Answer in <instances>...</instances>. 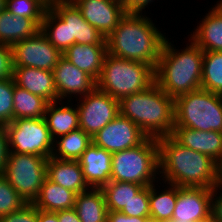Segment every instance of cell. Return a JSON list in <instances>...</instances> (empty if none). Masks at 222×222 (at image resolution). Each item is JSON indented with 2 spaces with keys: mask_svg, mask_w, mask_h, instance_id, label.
Instances as JSON below:
<instances>
[{
  "mask_svg": "<svg viewBox=\"0 0 222 222\" xmlns=\"http://www.w3.org/2000/svg\"><path fill=\"white\" fill-rule=\"evenodd\" d=\"M25 204V200L0 173V216L16 212Z\"/></svg>",
  "mask_w": 222,
  "mask_h": 222,
  "instance_id": "obj_34",
  "label": "cell"
},
{
  "mask_svg": "<svg viewBox=\"0 0 222 222\" xmlns=\"http://www.w3.org/2000/svg\"><path fill=\"white\" fill-rule=\"evenodd\" d=\"M143 188V185L136 183L110 181L100 189L104 194L107 210L122 211Z\"/></svg>",
  "mask_w": 222,
  "mask_h": 222,
  "instance_id": "obj_30",
  "label": "cell"
},
{
  "mask_svg": "<svg viewBox=\"0 0 222 222\" xmlns=\"http://www.w3.org/2000/svg\"><path fill=\"white\" fill-rule=\"evenodd\" d=\"M147 222H157V221H154V220L149 219Z\"/></svg>",
  "mask_w": 222,
  "mask_h": 222,
  "instance_id": "obj_51",
  "label": "cell"
},
{
  "mask_svg": "<svg viewBox=\"0 0 222 222\" xmlns=\"http://www.w3.org/2000/svg\"><path fill=\"white\" fill-rule=\"evenodd\" d=\"M12 46L0 44V80L13 77Z\"/></svg>",
  "mask_w": 222,
  "mask_h": 222,
  "instance_id": "obj_38",
  "label": "cell"
},
{
  "mask_svg": "<svg viewBox=\"0 0 222 222\" xmlns=\"http://www.w3.org/2000/svg\"><path fill=\"white\" fill-rule=\"evenodd\" d=\"M13 66L52 71L63 55L39 30L35 35L12 46Z\"/></svg>",
  "mask_w": 222,
  "mask_h": 222,
  "instance_id": "obj_11",
  "label": "cell"
},
{
  "mask_svg": "<svg viewBox=\"0 0 222 222\" xmlns=\"http://www.w3.org/2000/svg\"><path fill=\"white\" fill-rule=\"evenodd\" d=\"M47 178L76 194L89 190L77 160H61L50 157L47 160Z\"/></svg>",
  "mask_w": 222,
  "mask_h": 222,
  "instance_id": "obj_20",
  "label": "cell"
},
{
  "mask_svg": "<svg viewBox=\"0 0 222 222\" xmlns=\"http://www.w3.org/2000/svg\"><path fill=\"white\" fill-rule=\"evenodd\" d=\"M217 5L222 9V0L221 1H217Z\"/></svg>",
  "mask_w": 222,
  "mask_h": 222,
  "instance_id": "obj_49",
  "label": "cell"
},
{
  "mask_svg": "<svg viewBox=\"0 0 222 222\" xmlns=\"http://www.w3.org/2000/svg\"><path fill=\"white\" fill-rule=\"evenodd\" d=\"M107 53V45L75 43L63 53V56L97 81Z\"/></svg>",
  "mask_w": 222,
  "mask_h": 222,
  "instance_id": "obj_21",
  "label": "cell"
},
{
  "mask_svg": "<svg viewBox=\"0 0 222 222\" xmlns=\"http://www.w3.org/2000/svg\"><path fill=\"white\" fill-rule=\"evenodd\" d=\"M56 214L59 222H81L74 208L57 211Z\"/></svg>",
  "mask_w": 222,
  "mask_h": 222,
  "instance_id": "obj_43",
  "label": "cell"
},
{
  "mask_svg": "<svg viewBox=\"0 0 222 222\" xmlns=\"http://www.w3.org/2000/svg\"><path fill=\"white\" fill-rule=\"evenodd\" d=\"M213 189L212 217L214 222H222V193Z\"/></svg>",
  "mask_w": 222,
  "mask_h": 222,
  "instance_id": "obj_41",
  "label": "cell"
},
{
  "mask_svg": "<svg viewBox=\"0 0 222 222\" xmlns=\"http://www.w3.org/2000/svg\"><path fill=\"white\" fill-rule=\"evenodd\" d=\"M6 9V0H0V13Z\"/></svg>",
  "mask_w": 222,
  "mask_h": 222,
  "instance_id": "obj_46",
  "label": "cell"
},
{
  "mask_svg": "<svg viewBox=\"0 0 222 222\" xmlns=\"http://www.w3.org/2000/svg\"><path fill=\"white\" fill-rule=\"evenodd\" d=\"M48 7L41 0H6V9L14 16L32 19L39 27Z\"/></svg>",
  "mask_w": 222,
  "mask_h": 222,
  "instance_id": "obj_33",
  "label": "cell"
},
{
  "mask_svg": "<svg viewBox=\"0 0 222 222\" xmlns=\"http://www.w3.org/2000/svg\"><path fill=\"white\" fill-rule=\"evenodd\" d=\"M157 140L161 174L158 177H162L165 184L213 189L216 161L206 154L182 146L171 135Z\"/></svg>",
  "mask_w": 222,
  "mask_h": 222,
  "instance_id": "obj_1",
  "label": "cell"
},
{
  "mask_svg": "<svg viewBox=\"0 0 222 222\" xmlns=\"http://www.w3.org/2000/svg\"><path fill=\"white\" fill-rule=\"evenodd\" d=\"M213 189L177 186L171 222H196L212 216Z\"/></svg>",
  "mask_w": 222,
  "mask_h": 222,
  "instance_id": "obj_13",
  "label": "cell"
},
{
  "mask_svg": "<svg viewBox=\"0 0 222 222\" xmlns=\"http://www.w3.org/2000/svg\"><path fill=\"white\" fill-rule=\"evenodd\" d=\"M39 30L40 27L30 18L14 16L7 9L0 13V44L13 46Z\"/></svg>",
  "mask_w": 222,
  "mask_h": 222,
  "instance_id": "obj_25",
  "label": "cell"
},
{
  "mask_svg": "<svg viewBox=\"0 0 222 222\" xmlns=\"http://www.w3.org/2000/svg\"><path fill=\"white\" fill-rule=\"evenodd\" d=\"M48 158L8 153L2 174L26 203H33L47 177Z\"/></svg>",
  "mask_w": 222,
  "mask_h": 222,
  "instance_id": "obj_8",
  "label": "cell"
},
{
  "mask_svg": "<svg viewBox=\"0 0 222 222\" xmlns=\"http://www.w3.org/2000/svg\"><path fill=\"white\" fill-rule=\"evenodd\" d=\"M174 127L222 132V95L198 89L174 99Z\"/></svg>",
  "mask_w": 222,
  "mask_h": 222,
  "instance_id": "obj_7",
  "label": "cell"
},
{
  "mask_svg": "<svg viewBox=\"0 0 222 222\" xmlns=\"http://www.w3.org/2000/svg\"><path fill=\"white\" fill-rule=\"evenodd\" d=\"M52 72L60 102L65 97L67 101H71L74 95V98L83 97L97 87V81L92 76L80 70L63 55Z\"/></svg>",
  "mask_w": 222,
  "mask_h": 222,
  "instance_id": "obj_16",
  "label": "cell"
},
{
  "mask_svg": "<svg viewBox=\"0 0 222 222\" xmlns=\"http://www.w3.org/2000/svg\"><path fill=\"white\" fill-rule=\"evenodd\" d=\"M196 222H214V220H213V217L211 216V217H209L207 219H203V220L196 221Z\"/></svg>",
  "mask_w": 222,
  "mask_h": 222,
  "instance_id": "obj_47",
  "label": "cell"
},
{
  "mask_svg": "<svg viewBox=\"0 0 222 222\" xmlns=\"http://www.w3.org/2000/svg\"><path fill=\"white\" fill-rule=\"evenodd\" d=\"M200 22L190 38L203 51H222V9L214 5Z\"/></svg>",
  "mask_w": 222,
  "mask_h": 222,
  "instance_id": "obj_22",
  "label": "cell"
},
{
  "mask_svg": "<svg viewBox=\"0 0 222 222\" xmlns=\"http://www.w3.org/2000/svg\"><path fill=\"white\" fill-rule=\"evenodd\" d=\"M40 30L62 54L68 49L67 24L50 7L45 11Z\"/></svg>",
  "mask_w": 222,
  "mask_h": 222,
  "instance_id": "obj_32",
  "label": "cell"
},
{
  "mask_svg": "<svg viewBox=\"0 0 222 222\" xmlns=\"http://www.w3.org/2000/svg\"><path fill=\"white\" fill-rule=\"evenodd\" d=\"M49 7L67 24L68 48L75 44L107 45L106 38L68 1H54Z\"/></svg>",
  "mask_w": 222,
  "mask_h": 222,
  "instance_id": "obj_15",
  "label": "cell"
},
{
  "mask_svg": "<svg viewBox=\"0 0 222 222\" xmlns=\"http://www.w3.org/2000/svg\"><path fill=\"white\" fill-rule=\"evenodd\" d=\"M50 2H54V1H67V0H49Z\"/></svg>",
  "mask_w": 222,
  "mask_h": 222,
  "instance_id": "obj_50",
  "label": "cell"
},
{
  "mask_svg": "<svg viewBox=\"0 0 222 222\" xmlns=\"http://www.w3.org/2000/svg\"><path fill=\"white\" fill-rule=\"evenodd\" d=\"M112 154L92 142L77 160L90 188H101L111 181Z\"/></svg>",
  "mask_w": 222,
  "mask_h": 222,
  "instance_id": "obj_17",
  "label": "cell"
},
{
  "mask_svg": "<svg viewBox=\"0 0 222 222\" xmlns=\"http://www.w3.org/2000/svg\"><path fill=\"white\" fill-rule=\"evenodd\" d=\"M150 186L144 187L121 211L130 217H150Z\"/></svg>",
  "mask_w": 222,
  "mask_h": 222,
  "instance_id": "obj_36",
  "label": "cell"
},
{
  "mask_svg": "<svg viewBox=\"0 0 222 222\" xmlns=\"http://www.w3.org/2000/svg\"><path fill=\"white\" fill-rule=\"evenodd\" d=\"M145 14L126 13L107 37V51L117 58L156 68L166 36Z\"/></svg>",
  "mask_w": 222,
  "mask_h": 222,
  "instance_id": "obj_2",
  "label": "cell"
},
{
  "mask_svg": "<svg viewBox=\"0 0 222 222\" xmlns=\"http://www.w3.org/2000/svg\"><path fill=\"white\" fill-rule=\"evenodd\" d=\"M171 136L182 146L206 154L216 162L222 158V132L174 127Z\"/></svg>",
  "mask_w": 222,
  "mask_h": 222,
  "instance_id": "obj_18",
  "label": "cell"
},
{
  "mask_svg": "<svg viewBox=\"0 0 222 222\" xmlns=\"http://www.w3.org/2000/svg\"><path fill=\"white\" fill-rule=\"evenodd\" d=\"M201 89L222 95V51H204Z\"/></svg>",
  "mask_w": 222,
  "mask_h": 222,
  "instance_id": "obj_31",
  "label": "cell"
},
{
  "mask_svg": "<svg viewBox=\"0 0 222 222\" xmlns=\"http://www.w3.org/2000/svg\"><path fill=\"white\" fill-rule=\"evenodd\" d=\"M13 120L43 118L50 103L45 98L32 94L14 83Z\"/></svg>",
  "mask_w": 222,
  "mask_h": 222,
  "instance_id": "obj_28",
  "label": "cell"
},
{
  "mask_svg": "<svg viewBox=\"0 0 222 222\" xmlns=\"http://www.w3.org/2000/svg\"><path fill=\"white\" fill-rule=\"evenodd\" d=\"M213 189L222 191V158L216 162V178Z\"/></svg>",
  "mask_w": 222,
  "mask_h": 222,
  "instance_id": "obj_45",
  "label": "cell"
},
{
  "mask_svg": "<svg viewBox=\"0 0 222 222\" xmlns=\"http://www.w3.org/2000/svg\"><path fill=\"white\" fill-rule=\"evenodd\" d=\"M159 174V145L147 137L136 147L112 154L111 181L131 182L150 186Z\"/></svg>",
  "mask_w": 222,
  "mask_h": 222,
  "instance_id": "obj_6",
  "label": "cell"
},
{
  "mask_svg": "<svg viewBox=\"0 0 222 222\" xmlns=\"http://www.w3.org/2000/svg\"><path fill=\"white\" fill-rule=\"evenodd\" d=\"M155 185L157 184L150 185V219L171 222L177 200V185L167 183L168 186L162 191H157Z\"/></svg>",
  "mask_w": 222,
  "mask_h": 222,
  "instance_id": "obj_27",
  "label": "cell"
},
{
  "mask_svg": "<svg viewBox=\"0 0 222 222\" xmlns=\"http://www.w3.org/2000/svg\"><path fill=\"white\" fill-rule=\"evenodd\" d=\"M91 143L92 138L81 128L72 130L54 140L52 157L61 160H78Z\"/></svg>",
  "mask_w": 222,
  "mask_h": 222,
  "instance_id": "obj_29",
  "label": "cell"
},
{
  "mask_svg": "<svg viewBox=\"0 0 222 222\" xmlns=\"http://www.w3.org/2000/svg\"><path fill=\"white\" fill-rule=\"evenodd\" d=\"M47 7H49L50 5V1L49 0H41Z\"/></svg>",
  "mask_w": 222,
  "mask_h": 222,
  "instance_id": "obj_48",
  "label": "cell"
},
{
  "mask_svg": "<svg viewBox=\"0 0 222 222\" xmlns=\"http://www.w3.org/2000/svg\"><path fill=\"white\" fill-rule=\"evenodd\" d=\"M8 153L52 157L54 139L43 118L15 119L5 125Z\"/></svg>",
  "mask_w": 222,
  "mask_h": 222,
  "instance_id": "obj_9",
  "label": "cell"
},
{
  "mask_svg": "<svg viewBox=\"0 0 222 222\" xmlns=\"http://www.w3.org/2000/svg\"><path fill=\"white\" fill-rule=\"evenodd\" d=\"M8 154L7 132L4 125H0V173L5 167V161Z\"/></svg>",
  "mask_w": 222,
  "mask_h": 222,
  "instance_id": "obj_42",
  "label": "cell"
},
{
  "mask_svg": "<svg viewBox=\"0 0 222 222\" xmlns=\"http://www.w3.org/2000/svg\"><path fill=\"white\" fill-rule=\"evenodd\" d=\"M76 196L75 192L54 183L46 177L33 204L37 209L57 212L73 209Z\"/></svg>",
  "mask_w": 222,
  "mask_h": 222,
  "instance_id": "obj_24",
  "label": "cell"
},
{
  "mask_svg": "<svg viewBox=\"0 0 222 222\" xmlns=\"http://www.w3.org/2000/svg\"><path fill=\"white\" fill-rule=\"evenodd\" d=\"M147 136L141 129L120 114L99 130L92 142L111 153L133 148L141 144Z\"/></svg>",
  "mask_w": 222,
  "mask_h": 222,
  "instance_id": "obj_12",
  "label": "cell"
},
{
  "mask_svg": "<svg viewBox=\"0 0 222 222\" xmlns=\"http://www.w3.org/2000/svg\"><path fill=\"white\" fill-rule=\"evenodd\" d=\"M0 222H38V209L33 203H27L16 212L0 216Z\"/></svg>",
  "mask_w": 222,
  "mask_h": 222,
  "instance_id": "obj_37",
  "label": "cell"
},
{
  "mask_svg": "<svg viewBox=\"0 0 222 222\" xmlns=\"http://www.w3.org/2000/svg\"><path fill=\"white\" fill-rule=\"evenodd\" d=\"M150 217H130L121 211H108L107 222H147Z\"/></svg>",
  "mask_w": 222,
  "mask_h": 222,
  "instance_id": "obj_39",
  "label": "cell"
},
{
  "mask_svg": "<svg viewBox=\"0 0 222 222\" xmlns=\"http://www.w3.org/2000/svg\"><path fill=\"white\" fill-rule=\"evenodd\" d=\"M78 100L79 128L91 138L120 114L119 100L97 87Z\"/></svg>",
  "mask_w": 222,
  "mask_h": 222,
  "instance_id": "obj_10",
  "label": "cell"
},
{
  "mask_svg": "<svg viewBox=\"0 0 222 222\" xmlns=\"http://www.w3.org/2000/svg\"><path fill=\"white\" fill-rule=\"evenodd\" d=\"M154 82V68L151 65L107 53L97 88L120 100L124 96L144 91Z\"/></svg>",
  "mask_w": 222,
  "mask_h": 222,
  "instance_id": "obj_5",
  "label": "cell"
},
{
  "mask_svg": "<svg viewBox=\"0 0 222 222\" xmlns=\"http://www.w3.org/2000/svg\"><path fill=\"white\" fill-rule=\"evenodd\" d=\"M67 102V104L65 102V105L64 101L61 103L60 101L50 102L47 106L44 119L54 140L79 128V112L77 106H70V100Z\"/></svg>",
  "mask_w": 222,
  "mask_h": 222,
  "instance_id": "obj_23",
  "label": "cell"
},
{
  "mask_svg": "<svg viewBox=\"0 0 222 222\" xmlns=\"http://www.w3.org/2000/svg\"><path fill=\"white\" fill-rule=\"evenodd\" d=\"M74 209L81 222H107V205L100 188L77 194Z\"/></svg>",
  "mask_w": 222,
  "mask_h": 222,
  "instance_id": "obj_26",
  "label": "cell"
},
{
  "mask_svg": "<svg viewBox=\"0 0 222 222\" xmlns=\"http://www.w3.org/2000/svg\"><path fill=\"white\" fill-rule=\"evenodd\" d=\"M151 2H153V0H122L126 13L138 14H143L142 11L145 10Z\"/></svg>",
  "mask_w": 222,
  "mask_h": 222,
  "instance_id": "obj_40",
  "label": "cell"
},
{
  "mask_svg": "<svg viewBox=\"0 0 222 222\" xmlns=\"http://www.w3.org/2000/svg\"><path fill=\"white\" fill-rule=\"evenodd\" d=\"M120 115L136 124L150 138L172 135L174 129V98L155 82L144 91L119 100Z\"/></svg>",
  "mask_w": 222,
  "mask_h": 222,
  "instance_id": "obj_4",
  "label": "cell"
},
{
  "mask_svg": "<svg viewBox=\"0 0 222 222\" xmlns=\"http://www.w3.org/2000/svg\"><path fill=\"white\" fill-rule=\"evenodd\" d=\"M188 41L180 52L166 37L154 69L155 83L174 99L201 89L204 51L191 38Z\"/></svg>",
  "mask_w": 222,
  "mask_h": 222,
  "instance_id": "obj_3",
  "label": "cell"
},
{
  "mask_svg": "<svg viewBox=\"0 0 222 222\" xmlns=\"http://www.w3.org/2000/svg\"><path fill=\"white\" fill-rule=\"evenodd\" d=\"M12 78L17 86L32 94L39 95L49 102L58 101L52 71L32 67H13Z\"/></svg>",
  "mask_w": 222,
  "mask_h": 222,
  "instance_id": "obj_19",
  "label": "cell"
},
{
  "mask_svg": "<svg viewBox=\"0 0 222 222\" xmlns=\"http://www.w3.org/2000/svg\"><path fill=\"white\" fill-rule=\"evenodd\" d=\"M38 222H59L56 212L38 209Z\"/></svg>",
  "mask_w": 222,
  "mask_h": 222,
  "instance_id": "obj_44",
  "label": "cell"
},
{
  "mask_svg": "<svg viewBox=\"0 0 222 222\" xmlns=\"http://www.w3.org/2000/svg\"><path fill=\"white\" fill-rule=\"evenodd\" d=\"M13 78L0 80V125H6L13 121Z\"/></svg>",
  "mask_w": 222,
  "mask_h": 222,
  "instance_id": "obj_35",
  "label": "cell"
},
{
  "mask_svg": "<svg viewBox=\"0 0 222 222\" xmlns=\"http://www.w3.org/2000/svg\"><path fill=\"white\" fill-rule=\"evenodd\" d=\"M72 3L106 39L126 14L121 0H74Z\"/></svg>",
  "mask_w": 222,
  "mask_h": 222,
  "instance_id": "obj_14",
  "label": "cell"
}]
</instances>
